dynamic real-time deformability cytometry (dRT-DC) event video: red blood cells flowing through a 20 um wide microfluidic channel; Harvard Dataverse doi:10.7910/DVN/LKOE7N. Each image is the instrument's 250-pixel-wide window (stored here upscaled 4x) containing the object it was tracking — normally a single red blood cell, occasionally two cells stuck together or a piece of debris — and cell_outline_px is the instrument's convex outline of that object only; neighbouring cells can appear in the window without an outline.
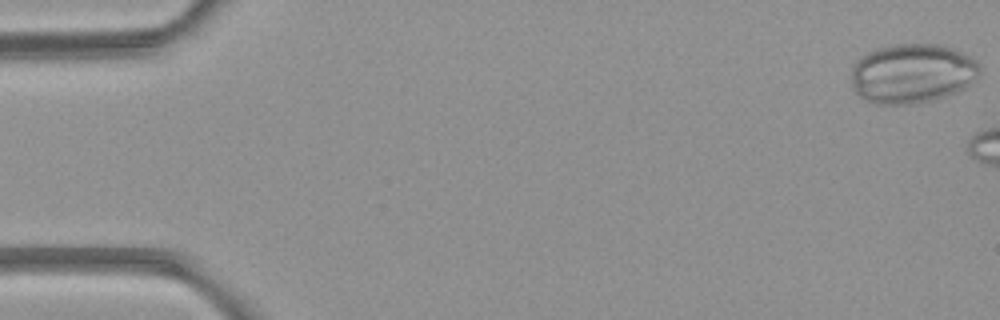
{"species": "common noctule bat (a hibernating species)", "species_latin": "Nyctalus noctula", "temperature_condition": "room temperature", "stored_images_in_passage": 3, "camera_frame_rate_fps": 3000, "um_per_image_px": 0.085, "animal": {"sex": "female", "body_mass_g": 21.9}, "frame": {"image": 1, "passage_image": 1, "time_ms": 0.0, "image_size_px": [1000, 320], "cell_outline_px": [[980, 72], [964, 88], [956, 92], [932, 100], [908, 104], [872, 104], [864, 100], [852, 88], [852, 64], [860, 56], [876, 48], [896, 44], [944, 44], [968, 56], [980, 64]], "centroid_in_image_um": [77.49, 6.24], "position_along_channel_um": 7.5, "area_um2": 44.62}}